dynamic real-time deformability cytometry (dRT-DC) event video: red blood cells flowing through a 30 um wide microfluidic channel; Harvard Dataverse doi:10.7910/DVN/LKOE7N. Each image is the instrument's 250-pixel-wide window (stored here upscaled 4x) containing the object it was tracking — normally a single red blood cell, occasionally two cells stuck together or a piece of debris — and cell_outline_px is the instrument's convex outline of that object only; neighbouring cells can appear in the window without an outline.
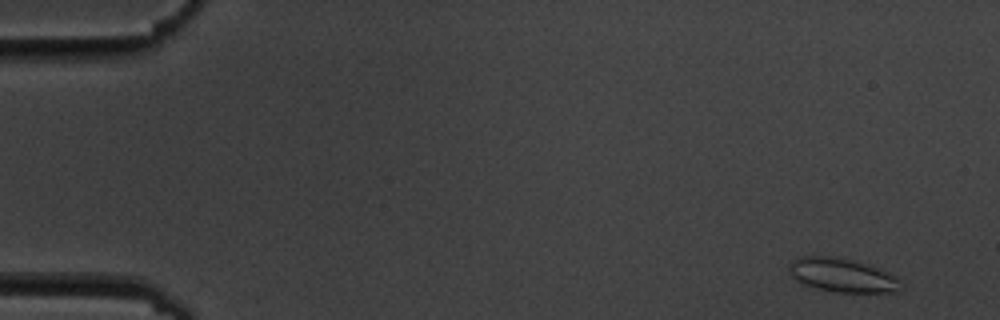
{"species": "common noctule bat (a hibernating species)", "species_latin": "Nyctalus noctula", "temperature_condition": "cold", "stored_images_in_passage": 5, "camera_frame_rate_fps": 3000, "um_per_image_px": 0.085, "animal": {"sex": "male", "body_mass_g": 19.5, "forearm_length_mm": 54.6}, "frame": {"image": 1, "passage_image": 1, "time_ms": 0.0, "image_size_px": [1000, 320], "cell_outline_px": [[900, 292], [836, 292], [816, 288], [800, 284], [788, 272], [788, 268], [792, 260], [800, 256], [828, 256], [852, 260], [880, 268], [896, 276], [900, 280]], "centroid_in_image_um": [71.57, 23.4], "position_along_channel_um": 13.4, "area_um2": 22.14}}